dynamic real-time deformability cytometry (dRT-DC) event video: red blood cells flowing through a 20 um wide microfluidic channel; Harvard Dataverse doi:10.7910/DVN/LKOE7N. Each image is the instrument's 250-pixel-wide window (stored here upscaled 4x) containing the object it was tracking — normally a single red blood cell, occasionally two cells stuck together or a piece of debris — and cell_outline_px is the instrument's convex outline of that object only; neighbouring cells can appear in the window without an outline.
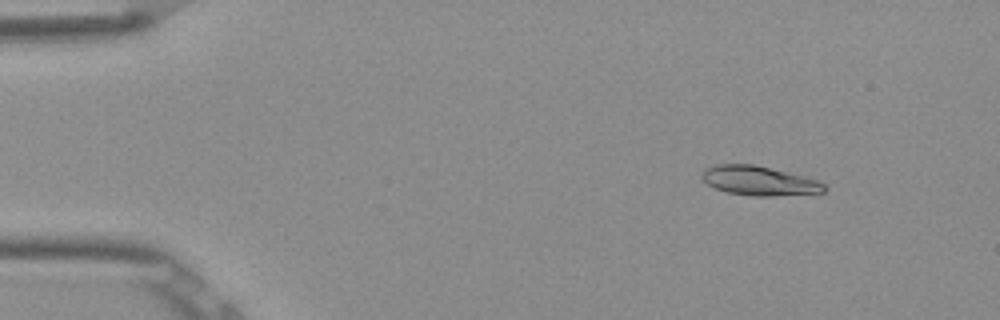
{"species": "Egyptian fruit bat (a non-hibernating species)", "species_latin": "Rousettus aegyptiacus", "temperature_condition": "room temperature", "stored_images_in_passage": 6, "camera_frame_rate_fps": 3000, "um_per_image_px": 0.085, "frame": {"image": 1, "passage_image": 2, "time_ms": 0.333, "image_size_px": [1000, 320], "cell_outline_px": [[828, 188], [824, 192], [772, 196], [752, 196], [728, 192], [716, 188], [708, 184], [700, 176], [704, 168], [716, 164], [756, 164], [820, 180], [828, 184]], "centroid_in_image_um": [64.57, 15.35], "position_along_channel_um": 20.4, "area_um2": 21.15}}
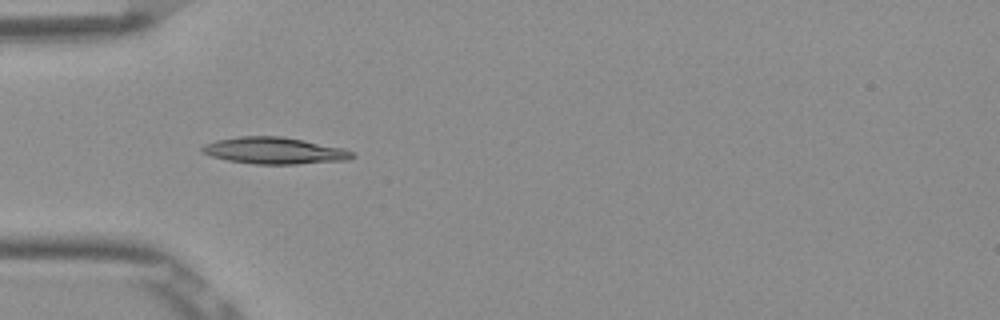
{"frame": {"image": 2, "passage_image": 5, "time_ms": 1.333, "image_size_px": [1000, 320], "cell_outline_px": [[356, 156], [348, 160], [296, 164], [256, 164], [228, 160], [212, 156], [200, 152], [200, 148], [204, 144], [216, 140], [240, 136], [280, 136], [304, 140], [344, 148], [352, 152]], "centroid_in_image_um": [23.32, 12.8], "position_along_channel_um": 61.7, "area_um2": 23.35}}
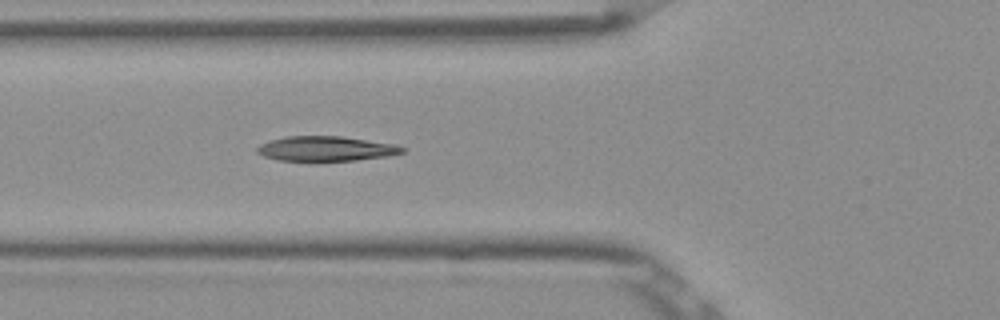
{"frame": {"image": 3, "passage_image": 6, "time_ms": 1.667, "image_size_px": [1000, 320], "cell_outline_px": [[404, 152], [388, 156], [356, 160], [316, 164], [280, 160], [264, 156], [256, 152], [256, 148], [260, 144], [272, 140], [288, 136], [340, 136], [396, 144], [404, 148]], "centroid_in_image_um": [27.68, 12.68], "position_along_channel_um": 98.1, "area_um2": 21.79}}